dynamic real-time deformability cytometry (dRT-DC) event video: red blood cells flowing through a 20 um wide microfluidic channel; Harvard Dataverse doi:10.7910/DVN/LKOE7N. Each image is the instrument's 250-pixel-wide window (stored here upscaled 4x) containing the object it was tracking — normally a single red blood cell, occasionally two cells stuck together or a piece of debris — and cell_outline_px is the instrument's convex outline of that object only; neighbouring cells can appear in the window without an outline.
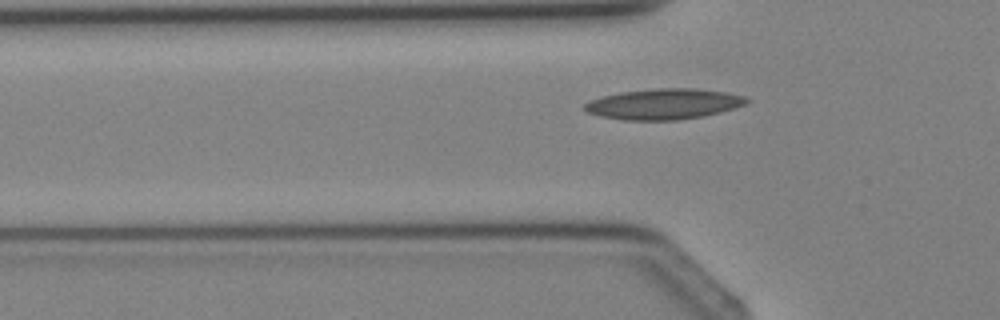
{"species": "Egyptian fruit bat (a non-hibernating species)", "species_latin": "Rousettus aegyptiacus", "temperature_condition": "cold", "stored_images_in_passage": 4, "camera_frame_rate_fps": 3000, "um_per_image_px": 0.085, "animal": {"sex": "female"}, "frame": {"image": 1, "passage_image": 4, "time_ms": 4.333, "image_size_px": [1000, 320], "cell_outline_px": [[752, 100], [744, 104], [720, 112], [704, 116], [680, 120], [624, 120], [600, 116], [588, 112], [584, 108], [584, 104], [592, 100], [604, 96], [620, 92], [656, 88], [696, 88], [724, 92], [744, 96]], "centroid_in_image_um": [56.44, 8.84], "position_along_channel_um": 69.4, "area_um2": 28.78}}